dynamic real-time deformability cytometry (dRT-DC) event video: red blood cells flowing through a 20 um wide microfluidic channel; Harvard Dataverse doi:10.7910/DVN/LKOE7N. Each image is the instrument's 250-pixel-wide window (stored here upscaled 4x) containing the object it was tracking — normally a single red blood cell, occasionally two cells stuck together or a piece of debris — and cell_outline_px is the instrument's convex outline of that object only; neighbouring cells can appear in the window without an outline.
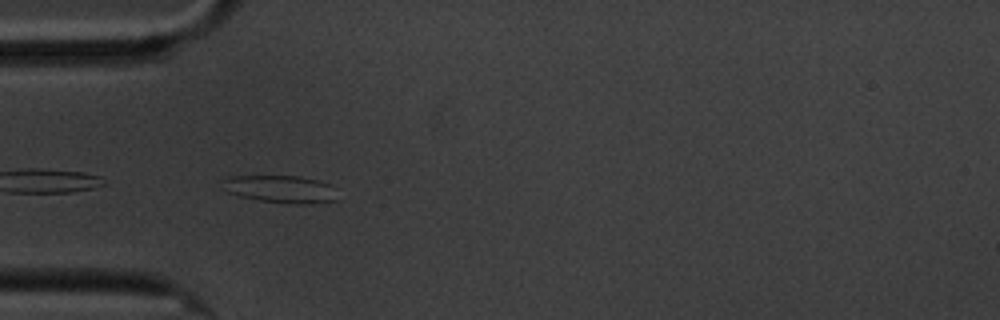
{"species": "common noctule bat (a hibernating species)", "species_latin": "Nyctalus noctula", "temperature_condition": "cold", "stored_images_in_passage": 6, "camera_frame_rate_fps": 3000, "um_per_image_px": 0.085, "animal": {"sex": "male", "body_mass_g": 20.1, "forearm_length_mm": 53.5}, "frame": {"image": 1, "passage_image": 4, "time_ms": 3.333, "image_size_px": [1000, 320], "cell_outline_px": [[336, 200], [304, 204], [292, 204], [260, 200], [240, 196], [228, 192], [220, 180], [232, 176], [300, 176], [316, 180], [328, 184]], "centroid_in_image_um": [23.77, 16.06], "position_along_channel_um": 61.2, "area_um2": 17.92}}